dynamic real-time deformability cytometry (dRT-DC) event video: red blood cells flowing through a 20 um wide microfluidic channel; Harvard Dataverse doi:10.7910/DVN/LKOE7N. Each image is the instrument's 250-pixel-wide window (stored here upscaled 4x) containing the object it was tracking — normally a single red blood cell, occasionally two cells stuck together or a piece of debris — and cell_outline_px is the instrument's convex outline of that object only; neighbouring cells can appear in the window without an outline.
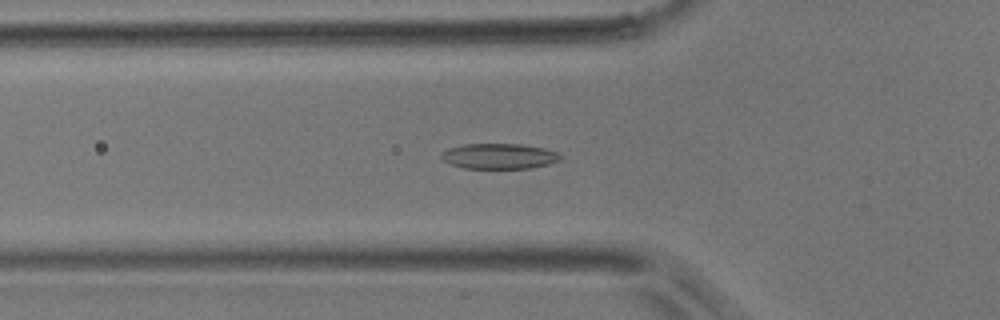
{"species": "common noctule bat (a hibernating species)", "species_latin": "Nyctalus noctula", "temperature_condition": "room temperature", "stored_images_in_passage": 45, "camera_frame_rate_fps": 3000, "um_per_image_px": 0.085, "animal": {"sex": "male", "body_mass_g": 17.9}, "frame": {"image": 1, "passage_image": 14, "time_ms": 4.333, "image_size_px": [1000, 320], "cell_outline_px": [[560, 160], [548, 164], [532, 168], [464, 168], [452, 164], [444, 160], [440, 156], [448, 148], [464, 144], [520, 144], [544, 148], [556, 152], [560, 156]], "centroid_in_image_um": [42.43, 13.27], "position_along_channel_um": 83.4, "area_um2": 17.4}}
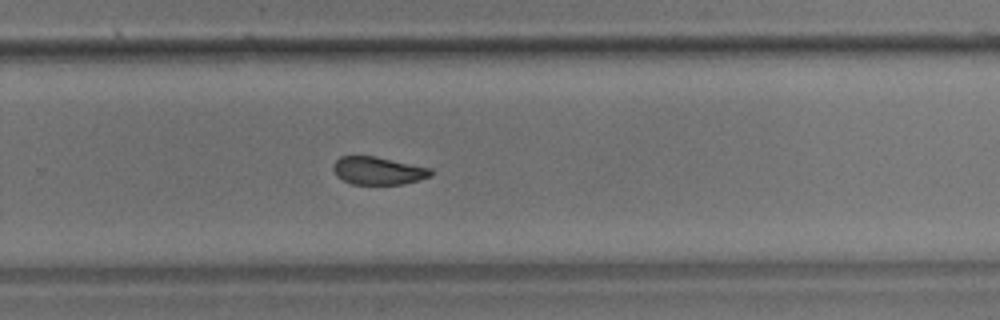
{"frame": {"image": 2, "passage_image": 29, "time_ms": 9.333, "image_size_px": [1000, 320], "cell_outline_px": [[432, 176], [420, 180], [400, 184], [352, 184], [336, 176], [332, 168], [332, 164], [340, 156], [376, 156], [432, 168]], "centroid_in_image_um": [32.14, 14.5], "position_along_channel_um": 297.7, "area_um2": 15.95}}
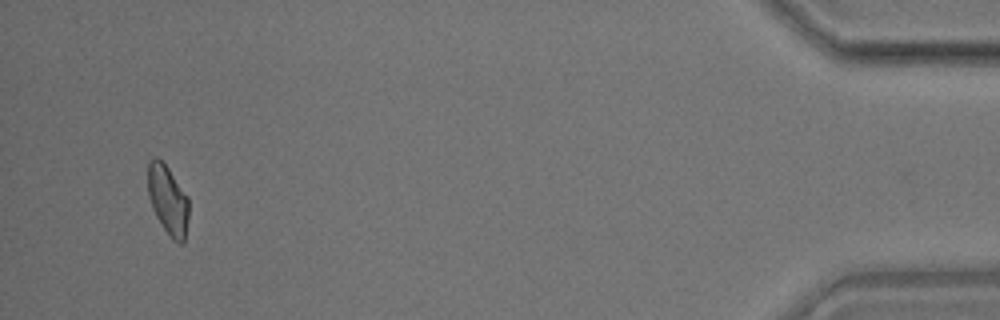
{"frame": {"image": 3, "passage_image": 43, "time_ms": 14.0, "image_size_px": [1000, 320], "cell_outline_px": [[188, 220], [184, 244], [180, 244], [172, 240], [156, 216], [152, 208], [148, 196], [148, 164], [156, 156], [168, 168], [188, 196]], "centroid_in_image_um": [14.28, 17.04], "position_along_channel_um": 420.9, "area_um2": 16.47}}